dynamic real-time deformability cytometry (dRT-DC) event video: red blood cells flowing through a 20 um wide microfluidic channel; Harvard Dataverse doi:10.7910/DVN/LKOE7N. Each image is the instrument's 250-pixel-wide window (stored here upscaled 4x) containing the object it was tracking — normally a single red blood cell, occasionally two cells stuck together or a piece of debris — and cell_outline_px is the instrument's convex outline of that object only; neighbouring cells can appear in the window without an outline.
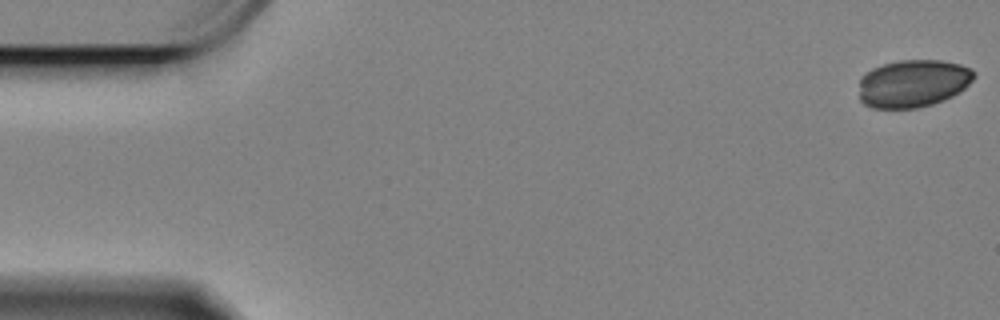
{"species": "Egyptian fruit bat (a non-hibernating species)", "species_latin": "Rousettus aegyptiacus", "temperature_condition": "cold", "stored_images_in_passage": 17, "camera_frame_rate_fps": 3000, "um_per_image_px": 0.085, "animal": {"sex": "female"}, "frame": {"image": 1, "passage_image": 1, "time_ms": 0.0, "image_size_px": [1000, 320], "cell_outline_px": [[976, 76], [964, 88], [952, 96], [932, 104], [916, 108], [872, 108], [864, 104], [860, 100], [860, 80], [872, 68], [884, 64], [900, 60], [940, 60], [960, 64], [972, 68]], "centroid_in_image_um": [77.62, 7.08], "position_along_channel_um": 7.4, "area_um2": 31.79}}
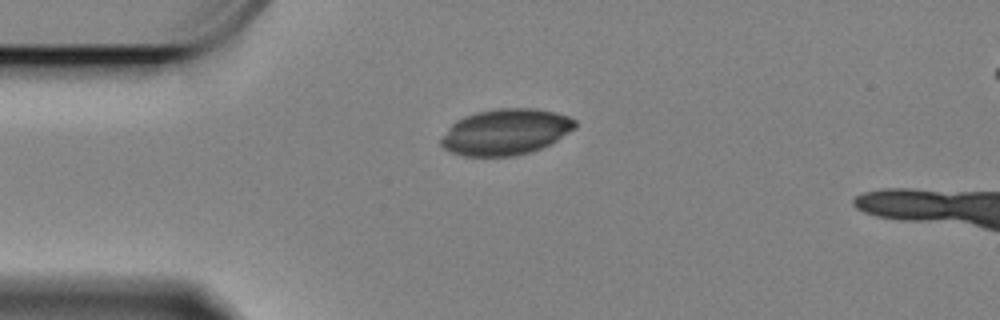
{"frame": {"image": 2, "passage_image": 14, "time_ms": 4.333, "image_size_px": [1000, 320], "cell_outline_px": [[576, 128], [556, 140], [532, 152], [512, 156], [464, 156], [452, 152], [444, 148], [440, 144], [440, 140], [448, 128], [456, 120], [464, 116], [476, 112], [496, 108], [536, 108], [556, 112], [568, 116], [576, 120]], "centroid_in_image_um": [42.98, 11.2], "position_along_channel_um": 42.0, "area_um2": 35.95}}